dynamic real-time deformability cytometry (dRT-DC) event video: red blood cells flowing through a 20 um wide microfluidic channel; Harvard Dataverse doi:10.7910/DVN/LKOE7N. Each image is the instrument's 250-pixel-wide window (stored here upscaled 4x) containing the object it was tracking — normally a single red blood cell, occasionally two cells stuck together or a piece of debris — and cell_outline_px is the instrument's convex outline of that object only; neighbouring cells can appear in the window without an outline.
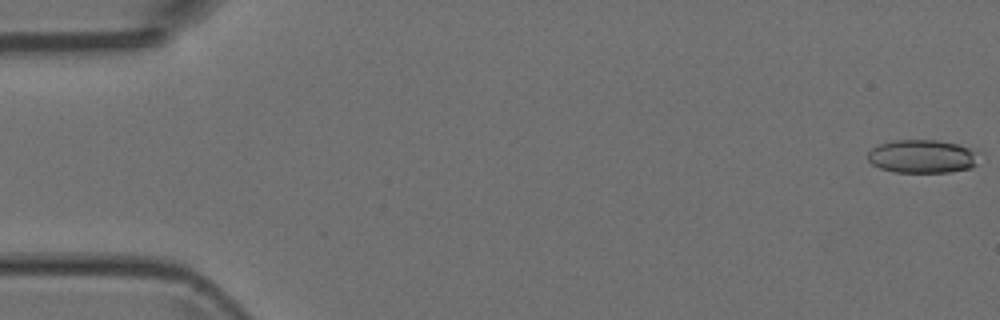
{"species": "Egyptian fruit bat (a non-hibernating species)", "species_latin": "Rousettus aegyptiacus", "temperature_condition": "room temperature", "stored_images_in_passage": 5, "camera_frame_rate_fps": 3000, "um_per_image_px": 0.085, "animal": {"sex": "female"}, "frame": {"image": 1, "passage_image": 1, "time_ms": 0.0, "image_size_px": [1000, 320], "cell_outline_px": [[976, 164], [972, 168], [948, 172], [892, 172], [880, 168], [872, 164], [868, 160], [868, 152], [872, 148], [880, 144], [892, 140], [936, 140], [956, 144], [968, 148], [972, 152]], "centroid_in_image_um": [78.3, 13.3], "position_along_channel_um": 6.7, "area_um2": 21.21}}
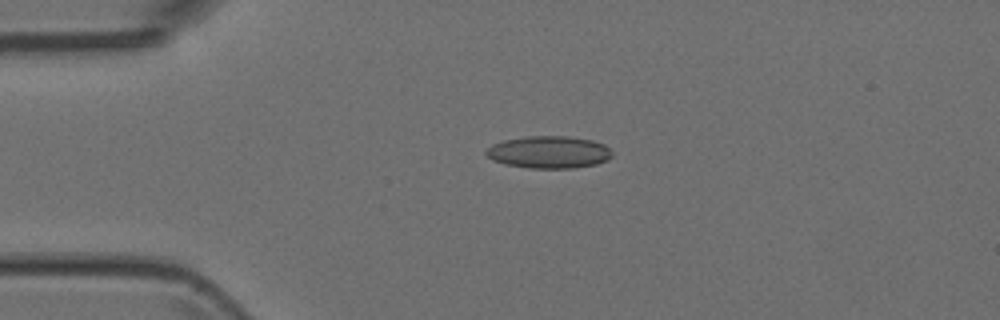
{"frame": {"image": 2, "passage_image": 4, "time_ms": 3.667, "image_size_px": [1000, 320], "cell_outline_px": [[612, 156], [608, 160], [596, 164], [572, 168], [528, 168], [508, 164], [492, 160], [484, 152], [492, 144], [504, 140], [524, 136], [568, 136], [592, 140], [604, 144], [612, 152]], "centroid_in_image_um": [46.66, 12.92], "position_along_channel_um": 38.3, "area_um2": 23.7}}